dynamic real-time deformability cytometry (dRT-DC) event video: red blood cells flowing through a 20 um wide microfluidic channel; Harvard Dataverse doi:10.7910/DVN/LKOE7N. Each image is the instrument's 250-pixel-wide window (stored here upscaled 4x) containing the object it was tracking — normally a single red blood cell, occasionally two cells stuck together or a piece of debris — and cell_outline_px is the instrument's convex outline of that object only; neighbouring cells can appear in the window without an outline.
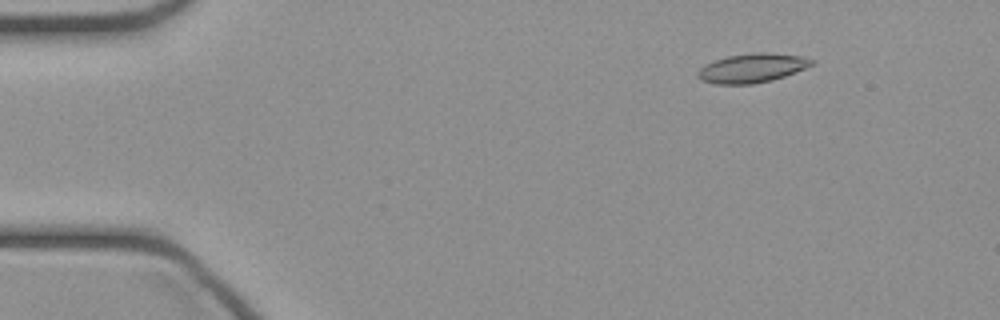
{"species": "common noctule bat (a hibernating species)", "species_latin": "Nyctalus noctula", "temperature_condition": "cold", "stored_images_in_passage": 45, "camera_frame_rate_fps": 3000, "um_per_image_px": 0.085, "animal": {"sex": "female", "body_mass_g": 21.9}, "frame": {"image": 1, "passage_image": 4, "time_ms": 1.0, "image_size_px": [1000, 320], "cell_outline_px": [[816, 60], [812, 64], [804, 68], [784, 76], [772, 80], [752, 84], [716, 84], [704, 80], [696, 76], [696, 72], [700, 68], [716, 60], [728, 56], [756, 52], [764, 52], [804, 56]], "centroid_in_image_um": [63.95, 5.78], "position_along_channel_um": 21.1, "area_um2": 19.07}}
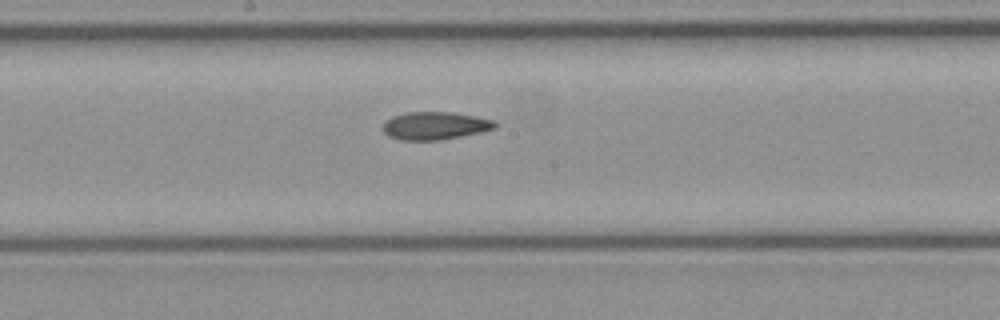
{"frame": {"image": 2, "passage_image": 23, "time_ms": 7.333, "image_size_px": [1000, 320], "cell_outline_px": [[496, 128], [484, 132], [440, 140], [400, 140], [388, 136], [384, 132], [384, 124], [392, 116], [408, 112], [452, 112], [496, 120]], "centroid_in_image_um": [37.02, 10.69], "position_along_channel_um": 211.2, "area_um2": 18.21}}
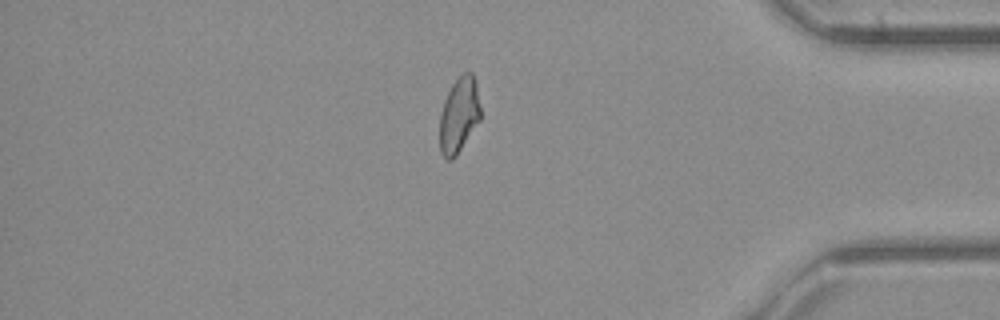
{"frame": {"image": 3, "passage_image": 38, "time_ms": 12.333, "image_size_px": [1000, 320], "cell_outline_px": [[480, 120], [456, 156], [452, 160], [444, 160], [440, 152], [440, 112], [444, 100], [452, 84], [464, 72], [472, 72], [476, 80], [480, 108]], "centroid_in_image_um": [39.01, 9.8], "position_along_channel_um": 396.2, "area_um2": 18.03}}